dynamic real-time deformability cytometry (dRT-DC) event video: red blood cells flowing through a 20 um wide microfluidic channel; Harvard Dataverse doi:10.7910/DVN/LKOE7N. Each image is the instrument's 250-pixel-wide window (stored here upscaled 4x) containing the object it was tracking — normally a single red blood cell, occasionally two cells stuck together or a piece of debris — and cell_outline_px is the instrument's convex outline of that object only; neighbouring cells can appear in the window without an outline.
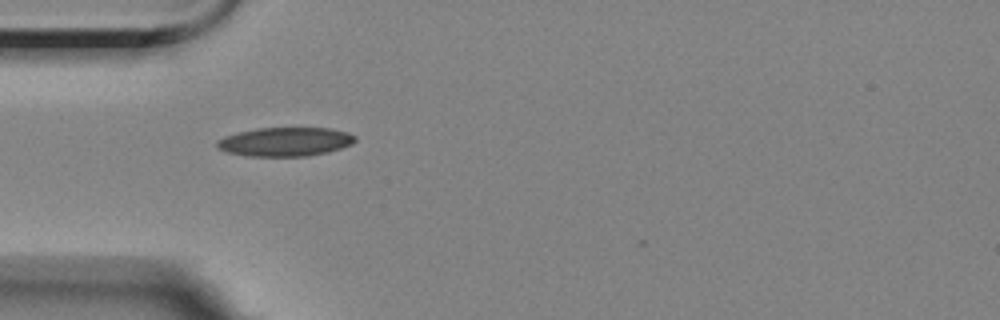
{"species": "Egyptian fruit bat (a non-hibernating species)", "species_latin": "Rousettus aegyptiacus", "temperature_condition": "room temperature", "stored_images_in_passage": 5, "camera_frame_rate_fps": 3000, "um_per_image_px": 0.085, "animal": {"sex": "female"}, "frame": {"image": 1, "passage_image": 1, "time_ms": 0.0, "image_size_px": [1000, 320], "cell_outline_px": [[356, 140], [352, 144], [328, 152], [308, 156], [244, 156], [228, 152], [216, 148], [216, 140], [224, 136], [236, 132], [256, 128], [332, 128], [348, 132], [356, 136]], "centroid_in_image_um": [24.22, 12.04], "position_along_channel_um": 60.8, "area_um2": 23.52}}
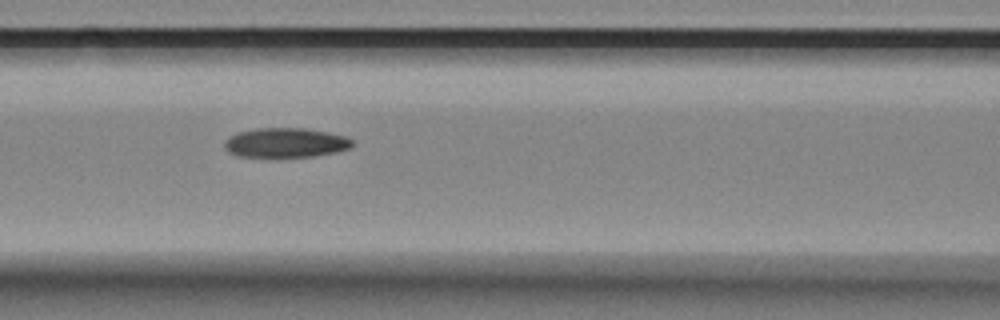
{"frame": {"image": 2, "passage_image": 3, "time_ms": 2.333, "image_size_px": [1000, 320], "cell_outline_px": [[352, 148], [336, 152], [312, 156], [272, 160], [236, 156], [228, 152], [224, 148], [224, 140], [240, 132], [256, 128], [304, 128], [328, 132], [344, 136], [352, 140]], "centroid_in_image_um": [24.22, 12.18], "position_along_channel_um": 142.4, "area_um2": 22.89}}
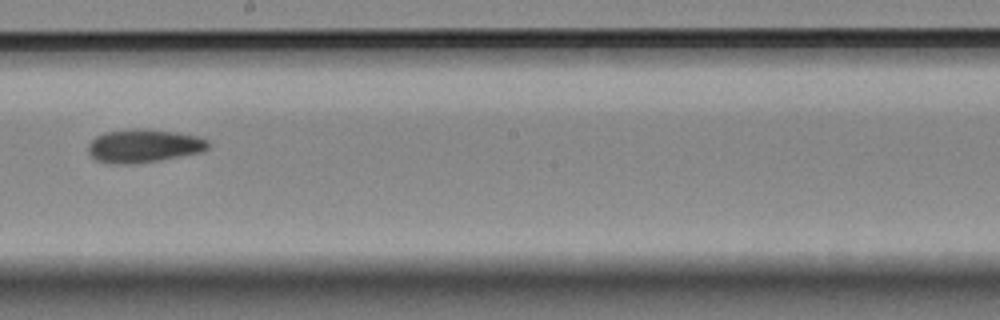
{"frame": {"image": 3, "passage_image": 5, "time_ms": 5.0, "image_size_px": [1000, 320], "cell_outline_px": [[208, 148], [200, 152], [160, 160], [136, 164], [112, 164], [96, 160], [88, 152], [88, 144], [96, 136], [104, 132], [136, 128], [148, 128], [176, 132], [196, 136], [208, 140]], "centroid_in_image_um": [12.18, 12.39], "position_along_channel_um": 236.0, "area_um2": 23.41}}